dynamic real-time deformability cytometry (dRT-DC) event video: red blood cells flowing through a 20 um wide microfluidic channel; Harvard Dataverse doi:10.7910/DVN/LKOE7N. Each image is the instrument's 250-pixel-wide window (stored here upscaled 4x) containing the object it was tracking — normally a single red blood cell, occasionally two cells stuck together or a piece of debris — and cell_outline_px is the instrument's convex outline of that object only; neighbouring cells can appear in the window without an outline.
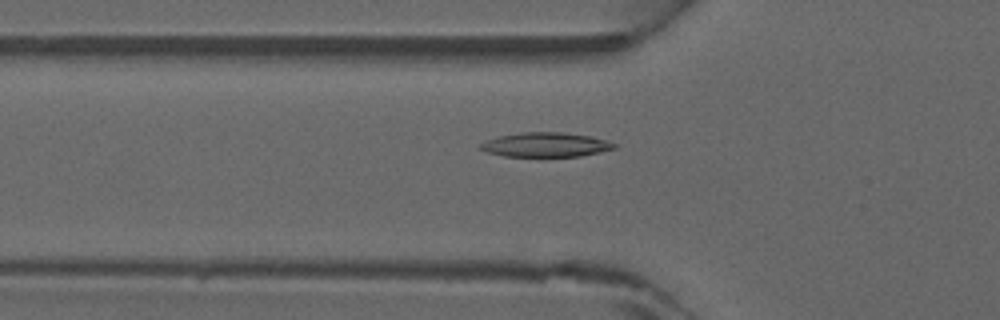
{"species": "common noctule bat (a hibernating species)", "species_latin": "Nyctalus noctula", "temperature_condition": "warm", "stored_images_in_passage": 46, "camera_frame_rate_fps": 3000, "um_per_image_px": 0.085, "animal": {"sex": "male", "forearm_length_mm": 52.5}, "frame": {"image": 1, "passage_image": 16, "time_ms": 5.0, "image_size_px": [1000, 320], "cell_outline_px": [[616, 148], [600, 152], [580, 156], [504, 156], [488, 152], [480, 148], [480, 144], [488, 140], [500, 136], [520, 132], [560, 132], [592, 136], [616, 144]], "centroid_in_image_um": [46.4, 12.3], "position_along_channel_um": 79.4, "area_um2": 18.79}}
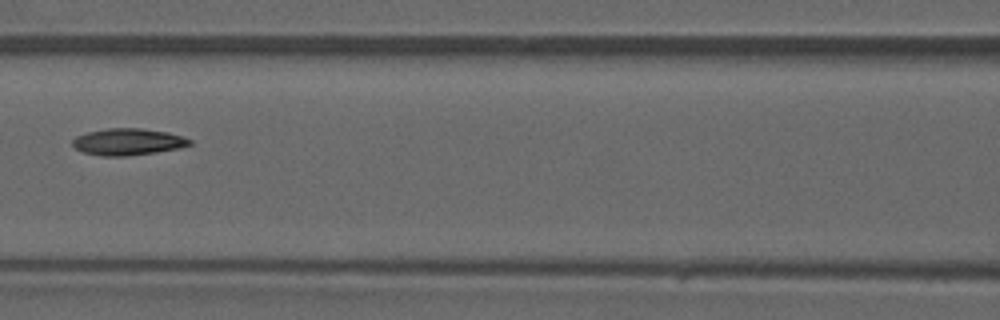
{"frame": {"image": 2, "passage_image": 21, "time_ms": 6.667, "image_size_px": [1000, 320], "cell_outline_px": [[192, 144], [180, 148], [156, 152], [128, 156], [104, 156], [84, 152], [76, 148], [72, 144], [72, 140], [76, 136], [88, 132], [108, 128], [140, 128], [168, 132], [192, 140]], "centroid_in_image_um": [10.89, 12.05], "position_along_channel_um": 155.7, "area_um2": 18.15}}
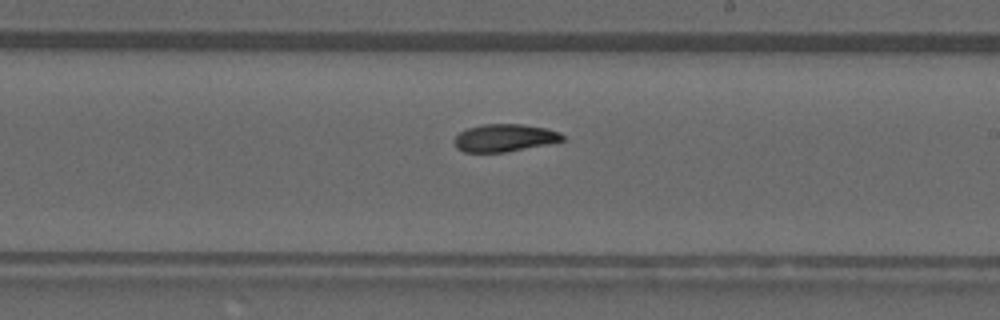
{"frame": {"image": 3, "passage_image": 27, "time_ms": 8.667, "image_size_px": [1000, 320], "cell_outline_px": [[564, 140], [504, 152], [464, 152], [456, 148], [452, 140], [460, 132], [468, 128], [480, 124], [520, 124], [544, 128], [560, 132], [564, 136]], "centroid_in_image_um": [42.81, 11.71], "position_along_channel_um": 246.2, "area_um2": 17.17}}